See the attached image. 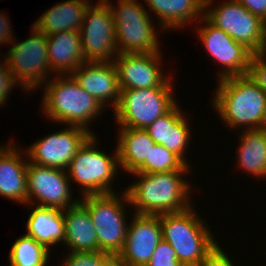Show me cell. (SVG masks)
I'll list each match as a JSON object with an SVG mask.
<instances>
[{
    "instance_id": "obj_1",
    "label": "cell",
    "mask_w": 266,
    "mask_h": 266,
    "mask_svg": "<svg viewBox=\"0 0 266 266\" xmlns=\"http://www.w3.org/2000/svg\"><path fill=\"white\" fill-rule=\"evenodd\" d=\"M189 173L191 171L129 174L135 176L136 181L123 188L127 193L130 207L134 209L132 213L160 215L189 208L194 204L193 185L190 180L185 179Z\"/></svg>"
},
{
    "instance_id": "obj_2",
    "label": "cell",
    "mask_w": 266,
    "mask_h": 266,
    "mask_svg": "<svg viewBox=\"0 0 266 266\" xmlns=\"http://www.w3.org/2000/svg\"><path fill=\"white\" fill-rule=\"evenodd\" d=\"M216 83L211 104L225 128H266V93L248 74L223 78Z\"/></svg>"
},
{
    "instance_id": "obj_3",
    "label": "cell",
    "mask_w": 266,
    "mask_h": 266,
    "mask_svg": "<svg viewBox=\"0 0 266 266\" xmlns=\"http://www.w3.org/2000/svg\"><path fill=\"white\" fill-rule=\"evenodd\" d=\"M43 87L41 110L48 121L82 127L95 135L90 123H94L106 109L81 88L71 74L54 75Z\"/></svg>"
},
{
    "instance_id": "obj_4",
    "label": "cell",
    "mask_w": 266,
    "mask_h": 266,
    "mask_svg": "<svg viewBox=\"0 0 266 266\" xmlns=\"http://www.w3.org/2000/svg\"><path fill=\"white\" fill-rule=\"evenodd\" d=\"M195 206L159 215L162 237L172 246L183 266H200L219 243Z\"/></svg>"
},
{
    "instance_id": "obj_5",
    "label": "cell",
    "mask_w": 266,
    "mask_h": 266,
    "mask_svg": "<svg viewBox=\"0 0 266 266\" xmlns=\"http://www.w3.org/2000/svg\"><path fill=\"white\" fill-rule=\"evenodd\" d=\"M97 138L91 135L83 143L66 170L71 185L74 182L80 188L81 197L117 192L113 189L114 180L120 172L117 148L113 154L98 150L100 141Z\"/></svg>"
},
{
    "instance_id": "obj_6",
    "label": "cell",
    "mask_w": 266,
    "mask_h": 266,
    "mask_svg": "<svg viewBox=\"0 0 266 266\" xmlns=\"http://www.w3.org/2000/svg\"><path fill=\"white\" fill-rule=\"evenodd\" d=\"M114 16L118 53L152 54L161 51L151 12L138 0H105Z\"/></svg>"
},
{
    "instance_id": "obj_7",
    "label": "cell",
    "mask_w": 266,
    "mask_h": 266,
    "mask_svg": "<svg viewBox=\"0 0 266 266\" xmlns=\"http://www.w3.org/2000/svg\"><path fill=\"white\" fill-rule=\"evenodd\" d=\"M122 191L119 194L116 192L79 198L92 218L98 251L109 255L118 256L124 248L127 236L129 221L126 207L130 202L126 191Z\"/></svg>"
},
{
    "instance_id": "obj_8",
    "label": "cell",
    "mask_w": 266,
    "mask_h": 266,
    "mask_svg": "<svg viewBox=\"0 0 266 266\" xmlns=\"http://www.w3.org/2000/svg\"><path fill=\"white\" fill-rule=\"evenodd\" d=\"M31 36L18 42H11L3 56L4 62L25 93L42 89L54 75L49 67L46 35L31 25ZM51 74V75H49ZM41 86V87H40Z\"/></svg>"
},
{
    "instance_id": "obj_9",
    "label": "cell",
    "mask_w": 266,
    "mask_h": 266,
    "mask_svg": "<svg viewBox=\"0 0 266 266\" xmlns=\"http://www.w3.org/2000/svg\"><path fill=\"white\" fill-rule=\"evenodd\" d=\"M173 87L120 90V99L112 110L119 128L146 129L167 114L177 103Z\"/></svg>"
},
{
    "instance_id": "obj_10",
    "label": "cell",
    "mask_w": 266,
    "mask_h": 266,
    "mask_svg": "<svg viewBox=\"0 0 266 266\" xmlns=\"http://www.w3.org/2000/svg\"><path fill=\"white\" fill-rule=\"evenodd\" d=\"M215 1L205 0L204 16L253 54L266 52V23L236 0Z\"/></svg>"
},
{
    "instance_id": "obj_11",
    "label": "cell",
    "mask_w": 266,
    "mask_h": 266,
    "mask_svg": "<svg viewBox=\"0 0 266 266\" xmlns=\"http://www.w3.org/2000/svg\"><path fill=\"white\" fill-rule=\"evenodd\" d=\"M79 32L85 62H110L119 54L114 16L105 0L89 6Z\"/></svg>"
},
{
    "instance_id": "obj_12",
    "label": "cell",
    "mask_w": 266,
    "mask_h": 266,
    "mask_svg": "<svg viewBox=\"0 0 266 266\" xmlns=\"http://www.w3.org/2000/svg\"><path fill=\"white\" fill-rule=\"evenodd\" d=\"M197 24L199 25L197 26ZM196 28L204 49L216 61V64L222 66L221 69L219 68L220 71L216 72L217 81L248 74L253 55L248 48L213 25L205 16L196 23Z\"/></svg>"
},
{
    "instance_id": "obj_13",
    "label": "cell",
    "mask_w": 266,
    "mask_h": 266,
    "mask_svg": "<svg viewBox=\"0 0 266 266\" xmlns=\"http://www.w3.org/2000/svg\"><path fill=\"white\" fill-rule=\"evenodd\" d=\"M70 184L66 170L38 166L28 161V203L65 210L80 200L72 198L73 186Z\"/></svg>"
},
{
    "instance_id": "obj_14",
    "label": "cell",
    "mask_w": 266,
    "mask_h": 266,
    "mask_svg": "<svg viewBox=\"0 0 266 266\" xmlns=\"http://www.w3.org/2000/svg\"><path fill=\"white\" fill-rule=\"evenodd\" d=\"M162 57L161 51L152 54L119 53L113 62L120 90L175 86L172 73L164 74Z\"/></svg>"
},
{
    "instance_id": "obj_15",
    "label": "cell",
    "mask_w": 266,
    "mask_h": 266,
    "mask_svg": "<svg viewBox=\"0 0 266 266\" xmlns=\"http://www.w3.org/2000/svg\"><path fill=\"white\" fill-rule=\"evenodd\" d=\"M92 134L85 128L69 126L34 141L25 148L28 161L38 166L67 170L77 150Z\"/></svg>"
},
{
    "instance_id": "obj_16",
    "label": "cell",
    "mask_w": 266,
    "mask_h": 266,
    "mask_svg": "<svg viewBox=\"0 0 266 266\" xmlns=\"http://www.w3.org/2000/svg\"><path fill=\"white\" fill-rule=\"evenodd\" d=\"M132 214L118 258L125 266H146L163 239L159 215Z\"/></svg>"
},
{
    "instance_id": "obj_17",
    "label": "cell",
    "mask_w": 266,
    "mask_h": 266,
    "mask_svg": "<svg viewBox=\"0 0 266 266\" xmlns=\"http://www.w3.org/2000/svg\"><path fill=\"white\" fill-rule=\"evenodd\" d=\"M81 88L92 95L104 108L113 109L120 99L116 65L110 62H84L71 74ZM107 105V106H106Z\"/></svg>"
},
{
    "instance_id": "obj_18",
    "label": "cell",
    "mask_w": 266,
    "mask_h": 266,
    "mask_svg": "<svg viewBox=\"0 0 266 266\" xmlns=\"http://www.w3.org/2000/svg\"><path fill=\"white\" fill-rule=\"evenodd\" d=\"M181 109L182 107L177 103L167 114L157 118L144 130L156 144L163 145L190 166L187 151H189L193 131L189 123L191 119Z\"/></svg>"
},
{
    "instance_id": "obj_19",
    "label": "cell",
    "mask_w": 266,
    "mask_h": 266,
    "mask_svg": "<svg viewBox=\"0 0 266 266\" xmlns=\"http://www.w3.org/2000/svg\"><path fill=\"white\" fill-rule=\"evenodd\" d=\"M17 144L8 141L0 149V196L26 205L28 157Z\"/></svg>"
},
{
    "instance_id": "obj_20",
    "label": "cell",
    "mask_w": 266,
    "mask_h": 266,
    "mask_svg": "<svg viewBox=\"0 0 266 266\" xmlns=\"http://www.w3.org/2000/svg\"><path fill=\"white\" fill-rule=\"evenodd\" d=\"M147 10L156 15L163 33L197 23L204 16L205 0H144ZM197 20V21H196ZM196 21V22H195Z\"/></svg>"
},
{
    "instance_id": "obj_21",
    "label": "cell",
    "mask_w": 266,
    "mask_h": 266,
    "mask_svg": "<svg viewBox=\"0 0 266 266\" xmlns=\"http://www.w3.org/2000/svg\"><path fill=\"white\" fill-rule=\"evenodd\" d=\"M49 67L54 75H67L85 62L79 31H65L46 36Z\"/></svg>"
},
{
    "instance_id": "obj_22",
    "label": "cell",
    "mask_w": 266,
    "mask_h": 266,
    "mask_svg": "<svg viewBox=\"0 0 266 266\" xmlns=\"http://www.w3.org/2000/svg\"><path fill=\"white\" fill-rule=\"evenodd\" d=\"M65 224L64 246L68 252L98 251V241L87 207L79 200L63 210Z\"/></svg>"
},
{
    "instance_id": "obj_23",
    "label": "cell",
    "mask_w": 266,
    "mask_h": 266,
    "mask_svg": "<svg viewBox=\"0 0 266 266\" xmlns=\"http://www.w3.org/2000/svg\"><path fill=\"white\" fill-rule=\"evenodd\" d=\"M91 4V0H63L46 10L32 25L46 36L65 31H80Z\"/></svg>"
},
{
    "instance_id": "obj_24",
    "label": "cell",
    "mask_w": 266,
    "mask_h": 266,
    "mask_svg": "<svg viewBox=\"0 0 266 266\" xmlns=\"http://www.w3.org/2000/svg\"><path fill=\"white\" fill-rule=\"evenodd\" d=\"M24 206H29L32 209L25 224V234L44 245L49 251H51L50 247H55L60 243L64 246L66 230L63 210L30 203Z\"/></svg>"
},
{
    "instance_id": "obj_25",
    "label": "cell",
    "mask_w": 266,
    "mask_h": 266,
    "mask_svg": "<svg viewBox=\"0 0 266 266\" xmlns=\"http://www.w3.org/2000/svg\"><path fill=\"white\" fill-rule=\"evenodd\" d=\"M117 133L114 148H117L120 170L129 174L136 172L149 160V153L156 143L144 129L119 128Z\"/></svg>"
},
{
    "instance_id": "obj_26",
    "label": "cell",
    "mask_w": 266,
    "mask_h": 266,
    "mask_svg": "<svg viewBox=\"0 0 266 266\" xmlns=\"http://www.w3.org/2000/svg\"><path fill=\"white\" fill-rule=\"evenodd\" d=\"M235 154L236 167L256 177L266 178V128L242 130Z\"/></svg>"
},
{
    "instance_id": "obj_27",
    "label": "cell",
    "mask_w": 266,
    "mask_h": 266,
    "mask_svg": "<svg viewBox=\"0 0 266 266\" xmlns=\"http://www.w3.org/2000/svg\"><path fill=\"white\" fill-rule=\"evenodd\" d=\"M52 252L26 234L20 235L9 251V263L15 266H47Z\"/></svg>"
},
{
    "instance_id": "obj_28",
    "label": "cell",
    "mask_w": 266,
    "mask_h": 266,
    "mask_svg": "<svg viewBox=\"0 0 266 266\" xmlns=\"http://www.w3.org/2000/svg\"><path fill=\"white\" fill-rule=\"evenodd\" d=\"M191 168L163 145L155 144L149 153V160H146L136 172L151 174L170 171H189L192 170Z\"/></svg>"
},
{
    "instance_id": "obj_29",
    "label": "cell",
    "mask_w": 266,
    "mask_h": 266,
    "mask_svg": "<svg viewBox=\"0 0 266 266\" xmlns=\"http://www.w3.org/2000/svg\"><path fill=\"white\" fill-rule=\"evenodd\" d=\"M146 266H183L172 246L162 239Z\"/></svg>"
},
{
    "instance_id": "obj_30",
    "label": "cell",
    "mask_w": 266,
    "mask_h": 266,
    "mask_svg": "<svg viewBox=\"0 0 266 266\" xmlns=\"http://www.w3.org/2000/svg\"><path fill=\"white\" fill-rule=\"evenodd\" d=\"M248 75L266 93V52L252 55Z\"/></svg>"
},
{
    "instance_id": "obj_31",
    "label": "cell",
    "mask_w": 266,
    "mask_h": 266,
    "mask_svg": "<svg viewBox=\"0 0 266 266\" xmlns=\"http://www.w3.org/2000/svg\"><path fill=\"white\" fill-rule=\"evenodd\" d=\"M20 85L18 84V81L16 78L12 75V72L4 63V61H1L0 58V107L5 106V102H8V98L10 96L11 91L14 89V87H17Z\"/></svg>"
},
{
    "instance_id": "obj_32",
    "label": "cell",
    "mask_w": 266,
    "mask_h": 266,
    "mask_svg": "<svg viewBox=\"0 0 266 266\" xmlns=\"http://www.w3.org/2000/svg\"><path fill=\"white\" fill-rule=\"evenodd\" d=\"M229 257V254L226 251L224 252V247L222 249L221 245L218 243L216 246L206 255V258L203 260L200 266H235L233 258ZM237 266V265H236Z\"/></svg>"
},
{
    "instance_id": "obj_33",
    "label": "cell",
    "mask_w": 266,
    "mask_h": 266,
    "mask_svg": "<svg viewBox=\"0 0 266 266\" xmlns=\"http://www.w3.org/2000/svg\"><path fill=\"white\" fill-rule=\"evenodd\" d=\"M58 266H92V252H66Z\"/></svg>"
},
{
    "instance_id": "obj_34",
    "label": "cell",
    "mask_w": 266,
    "mask_h": 266,
    "mask_svg": "<svg viewBox=\"0 0 266 266\" xmlns=\"http://www.w3.org/2000/svg\"><path fill=\"white\" fill-rule=\"evenodd\" d=\"M92 266H125L117 255H109L105 252H92Z\"/></svg>"
},
{
    "instance_id": "obj_35",
    "label": "cell",
    "mask_w": 266,
    "mask_h": 266,
    "mask_svg": "<svg viewBox=\"0 0 266 266\" xmlns=\"http://www.w3.org/2000/svg\"><path fill=\"white\" fill-rule=\"evenodd\" d=\"M11 21H9L8 15H5L4 12H0V44L8 45L15 39L13 36V28Z\"/></svg>"
},
{
    "instance_id": "obj_36",
    "label": "cell",
    "mask_w": 266,
    "mask_h": 266,
    "mask_svg": "<svg viewBox=\"0 0 266 266\" xmlns=\"http://www.w3.org/2000/svg\"><path fill=\"white\" fill-rule=\"evenodd\" d=\"M266 23V0H236Z\"/></svg>"
}]
</instances>
